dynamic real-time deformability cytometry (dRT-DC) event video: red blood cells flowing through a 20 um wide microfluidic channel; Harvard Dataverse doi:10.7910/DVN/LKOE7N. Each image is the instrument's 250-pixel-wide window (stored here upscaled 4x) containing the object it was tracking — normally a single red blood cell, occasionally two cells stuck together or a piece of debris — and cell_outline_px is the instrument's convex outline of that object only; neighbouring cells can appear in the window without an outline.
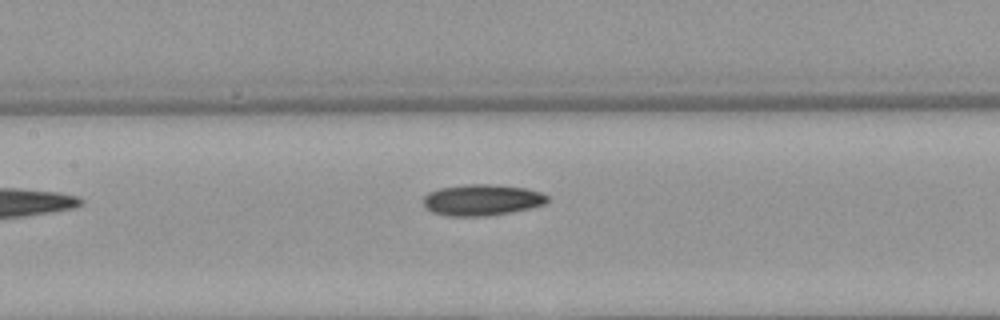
{"species": "Egyptian fruit bat (a non-hibernating species)", "species_latin": "Rousettus aegyptiacus", "temperature_condition": "warm", "stored_images_in_passage": 4, "camera_frame_rate_fps": 3000, "um_per_image_px": 0.085, "animal": {"sex": "female"}, "frame": {"image": 1, "passage_image": 4, "time_ms": 3.667, "image_size_px": [1000, 320], "cell_outline_px": [[548, 200], [544, 204], [528, 208], [488, 216], [448, 216], [432, 212], [424, 208], [424, 196], [428, 192], [440, 188], [468, 184], [492, 184], [524, 188], [540, 192], [548, 196]], "centroid_in_image_um": [40.92, 16.99], "position_along_channel_um": 166.5, "area_um2": 22.43}}